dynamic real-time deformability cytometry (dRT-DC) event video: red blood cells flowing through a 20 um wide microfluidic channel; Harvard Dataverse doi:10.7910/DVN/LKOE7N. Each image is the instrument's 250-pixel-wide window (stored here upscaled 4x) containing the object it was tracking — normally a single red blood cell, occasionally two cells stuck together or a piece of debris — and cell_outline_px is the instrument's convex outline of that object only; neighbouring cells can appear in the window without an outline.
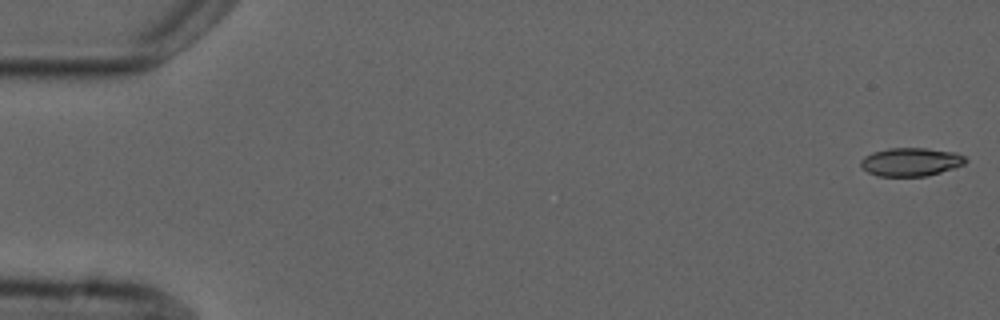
{"species": "common noctule bat (a hibernating species)", "species_latin": "Nyctalus noctula", "temperature_condition": "cold", "stored_images_in_passage": 4, "camera_frame_rate_fps": 3000, "um_per_image_px": 0.085, "animal": {"sex": "male", "forearm_length_mm": 52.5}, "frame": {"image": 1, "passage_image": 1, "time_ms": 0.0, "image_size_px": [1000, 320], "cell_outline_px": [[968, 160], [964, 164], [956, 168], [924, 176], [876, 176], [868, 172], [860, 164], [860, 160], [864, 156], [872, 152], [888, 148], [928, 148], [956, 152], [964, 156]], "centroid_in_image_um": [77.43, 13.75], "position_along_channel_um": 7.6, "area_um2": 17.46}}